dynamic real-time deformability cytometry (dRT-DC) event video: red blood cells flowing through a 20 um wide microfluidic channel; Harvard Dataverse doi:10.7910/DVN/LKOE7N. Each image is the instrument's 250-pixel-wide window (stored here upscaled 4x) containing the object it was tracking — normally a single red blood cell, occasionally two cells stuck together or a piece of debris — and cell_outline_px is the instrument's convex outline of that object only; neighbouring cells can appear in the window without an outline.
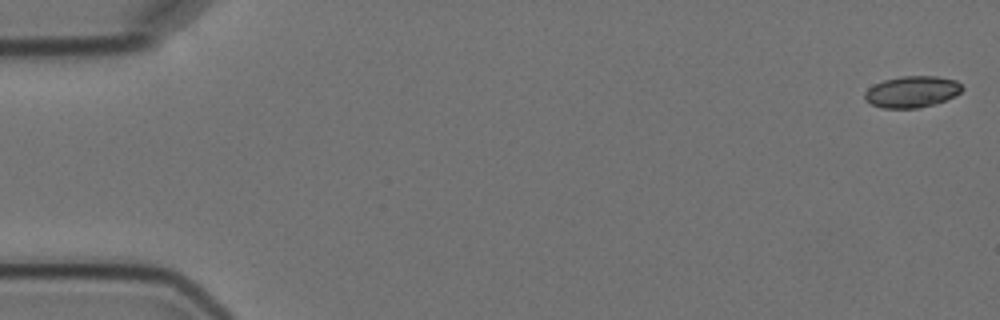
{"species": "Egyptian fruit bat (a non-hibernating species)", "species_latin": "Rousettus aegyptiacus", "temperature_condition": "cold", "stored_images_in_passage": 5, "camera_frame_rate_fps": 3000, "um_per_image_px": 0.085, "animal": {"sex": "female"}, "frame": {"image": 1, "passage_image": 1, "time_ms": 0.0, "image_size_px": [1000, 320], "cell_outline_px": [[964, 88], [956, 96], [936, 104], [920, 108], [884, 108], [872, 104], [864, 100], [864, 92], [868, 88], [884, 80], [900, 76], [936, 76], [956, 80]], "centroid_in_image_um": [77.53, 7.8], "position_along_channel_um": 7.5, "area_um2": 17.98}}
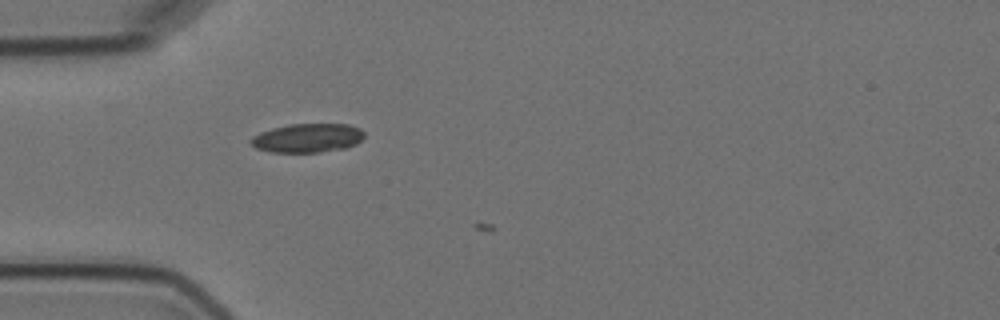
{"frame": {"image": 2, "passage_image": 5, "time_ms": 5.333, "image_size_px": [1000, 320], "cell_outline_px": [[364, 136], [356, 144], [344, 148], [320, 152], [272, 152], [256, 148], [248, 140], [252, 136], [260, 132], [272, 128], [288, 124], [348, 124], [360, 128], [364, 132]], "centroid_in_image_um": [26.12, 11.72], "position_along_channel_um": 58.9, "area_um2": 19.13}}